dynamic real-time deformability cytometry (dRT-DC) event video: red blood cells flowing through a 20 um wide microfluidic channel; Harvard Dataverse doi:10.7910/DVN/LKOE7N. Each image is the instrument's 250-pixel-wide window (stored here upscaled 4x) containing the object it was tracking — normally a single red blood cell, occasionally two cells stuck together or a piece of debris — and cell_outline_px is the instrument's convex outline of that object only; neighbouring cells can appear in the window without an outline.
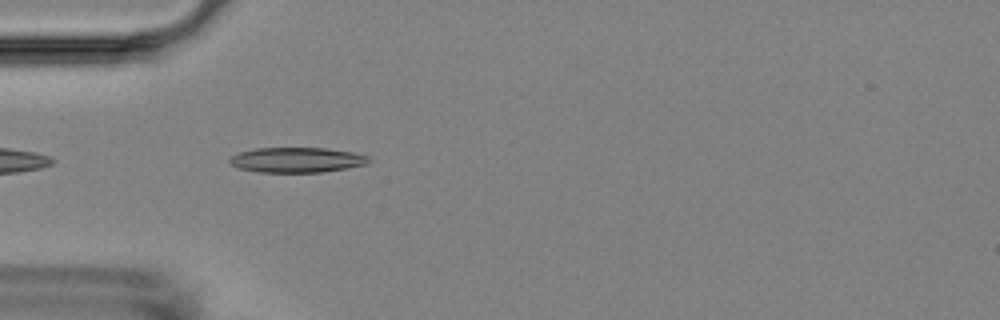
{"species": "Egyptian fruit bat (a non-hibernating species)", "species_latin": "Rousettus aegyptiacus", "temperature_condition": "room temperature", "stored_images_in_passage": 4, "camera_frame_rate_fps": 3000, "um_per_image_px": 0.085, "animal": {"sex": "female"}, "frame": {"image": 1, "passage_image": 3, "time_ms": 3.333, "image_size_px": [1000, 320], "cell_outline_px": [[372, 160], [368, 164], [348, 168], [320, 172], [260, 172], [236, 168], [228, 160], [232, 156], [240, 152], [256, 148], [324, 148], [352, 152], [368, 156]], "centroid_in_image_um": [25.25, 13.59], "position_along_channel_um": 59.8, "area_um2": 20.35}}